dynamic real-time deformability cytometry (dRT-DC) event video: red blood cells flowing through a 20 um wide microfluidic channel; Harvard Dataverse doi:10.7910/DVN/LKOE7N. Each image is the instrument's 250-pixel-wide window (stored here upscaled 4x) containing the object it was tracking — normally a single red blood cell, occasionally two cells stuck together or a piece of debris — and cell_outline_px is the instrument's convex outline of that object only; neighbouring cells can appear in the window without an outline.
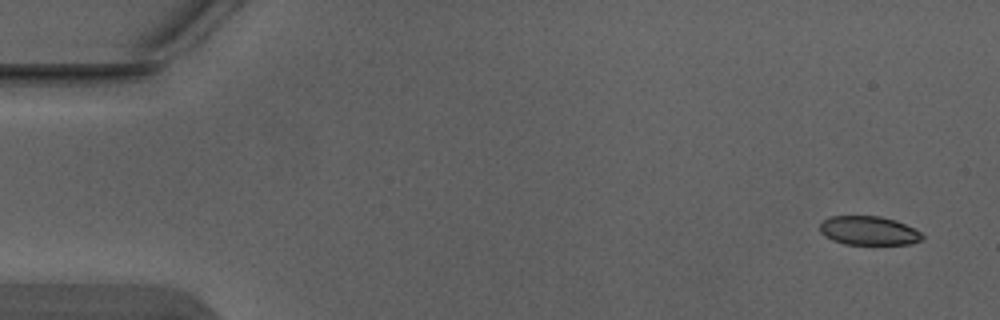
{"species": "Egyptian fruit bat (a non-hibernating species)", "species_latin": "Rousettus aegyptiacus", "temperature_condition": "warm", "stored_images_in_passage": 5, "camera_frame_rate_fps": 3000, "um_per_image_px": 0.085, "animal": {"sex": "male"}, "frame": {"image": 1, "passage_image": 1, "time_ms": 0.0, "image_size_px": [1000, 320], "cell_outline_px": [[924, 236], [920, 240], [912, 244], [844, 244], [832, 240], [824, 236], [820, 232], [820, 224], [824, 220], [832, 216], [880, 216], [896, 220], [916, 228]], "centroid_in_image_um": [73.85, 19.6], "position_along_channel_um": 11.1, "area_um2": 17.34}}